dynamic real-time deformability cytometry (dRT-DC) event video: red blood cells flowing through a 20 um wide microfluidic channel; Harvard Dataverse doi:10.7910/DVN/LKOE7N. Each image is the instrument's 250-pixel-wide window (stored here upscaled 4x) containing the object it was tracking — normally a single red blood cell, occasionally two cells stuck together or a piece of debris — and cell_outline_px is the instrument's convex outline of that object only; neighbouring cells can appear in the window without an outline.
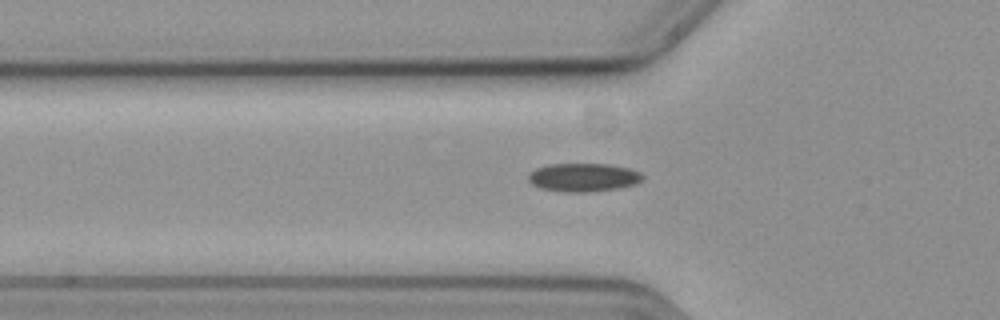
{"species": "common noctule bat (a hibernating species)", "species_latin": "Nyctalus noctula", "temperature_condition": "cold", "stored_images_in_passage": 39, "camera_frame_rate_fps": 3000, "um_per_image_px": 0.085, "animal": {"sex": "female", "body_mass_g": 19.3, "forearm_length_mm": 54.1}, "frame": {"image": 1, "passage_image": 8, "time_ms": 2.333, "image_size_px": [1000, 320], "cell_outline_px": [[644, 176], [636, 184], [616, 188], [588, 192], [564, 192], [540, 188], [532, 184], [528, 180], [528, 172], [536, 168], [548, 164], [608, 164], [628, 168], [640, 172]], "centroid_in_image_um": [49.54, 15.07], "position_along_channel_um": 76.3, "area_um2": 18.9}}
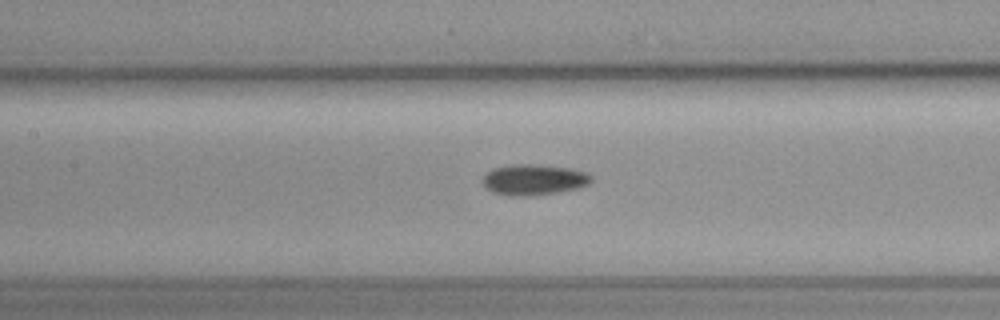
{"frame": {"image": 2, "passage_image": 15, "time_ms": 4.667, "image_size_px": [1000, 320], "cell_outline_px": [[592, 180], [588, 184], [580, 188], [556, 192], [524, 196], [512, 196], [492, 192], [480, 180], [492, 168], [512, 164], [536, 164], [572, 168], [584, 172], [592, 176]], "centroid_in_image_um": [45.37, 15.26], "position_along_channel_um": 162.0, "area_um2": 19.48}}
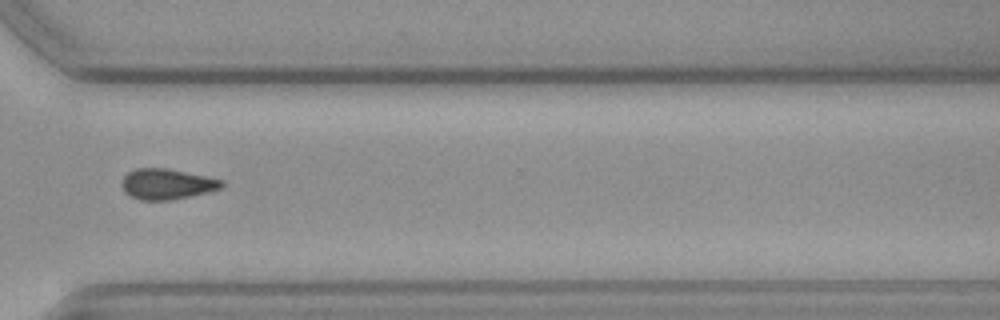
{"frame": {"image": 3, "passage_image": 31, "time_ms": 10.0, "image_size_px": [1000, 320], "cell_outline_px": [[224, 184], [220, 188], [208, 192], [172, 200], [140, 200], [128, 196], [124, 192], [120, 184], [124, 176], [128, 172], [136, 168], [168, 168], [208, 176], [224, 180]], "centroid_in_image_um": [14.16, 15.64], "position_along_channel_um": 356.4, "area_um2": 18.09}}